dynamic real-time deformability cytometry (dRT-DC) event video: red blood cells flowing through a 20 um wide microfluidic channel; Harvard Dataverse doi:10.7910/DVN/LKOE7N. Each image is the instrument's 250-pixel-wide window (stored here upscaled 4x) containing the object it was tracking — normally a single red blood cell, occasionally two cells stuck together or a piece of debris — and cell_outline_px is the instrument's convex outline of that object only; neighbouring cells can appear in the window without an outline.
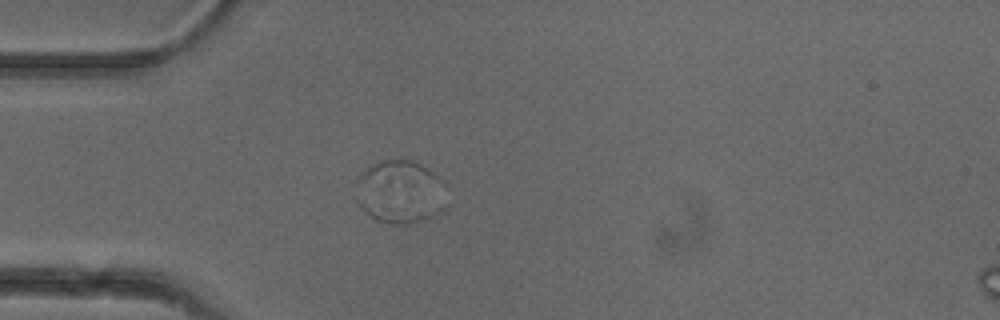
{"species": "common noctule bat (a hibernating species)", "species_latin": "Nyctalus noctula", "temperature_condition": "cold", "stored_images_in_passage": 52, "segment_of_instrument_passage": [1, 2], "camera_frame_rate_fps": 3000, "um_per_image_px": 0.085, "animal": {"sex": "female"}, "frame": {"image": 1, "passage_image": 15, "time_ms": 4.667, "image_size_px": [1000, 320], "cell_outline_px": [[448, 208], [444, 212], [428, 220], [404, 224], [388, 224], [376, 220], [360, 208], [356, 200], [448, 204]], "centroid_in_image_um": [34.12, 17.95], "position_along_channel_um": 50.9, "area_um2": 11.04}}